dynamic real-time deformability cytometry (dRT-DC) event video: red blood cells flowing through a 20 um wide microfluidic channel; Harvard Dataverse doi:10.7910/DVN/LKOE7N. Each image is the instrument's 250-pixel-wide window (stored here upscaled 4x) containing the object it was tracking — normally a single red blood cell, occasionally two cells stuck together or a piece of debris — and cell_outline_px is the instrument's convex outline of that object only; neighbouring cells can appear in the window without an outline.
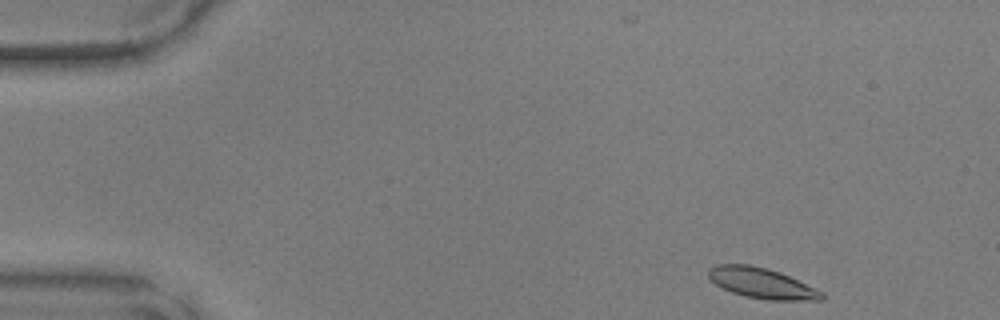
{"species": "common noctule bat (a hibernating species)", "species_latin": "Nyctalus noctula", "temperature_condition": "warm", "stored_images_in_passage": 44, "camera_frame_rate_fps": 3000, "um_per_image_px": 0.085, "animal": {"sex": "male", "body_mass_g": 17.9, "forearm_length_mm": 54.2}, "frame": {"image": 1, "passage_image": 1, "time_ms": 0.0, "image_size_px": [1000, 320], "cell_outline_px": [[824, 300], [768, 300], [744, 296], [732, 292], [716, 284], [708, 276], [708, 268], [716, 264], [748, 264], [768, 268], [780, 272], [816, 288], [824, 292]], "centroid_in_image_um": [64.77, 24.06], "position_along_channel_um": 20.2, "area_um2": 20.17}}
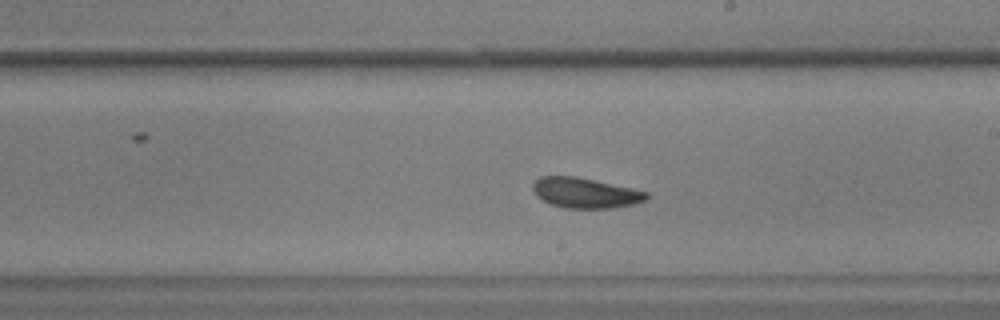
{"frame": {"image": 2, "passage_image": 24, "time_ms": 7.667, "image_size_px": [1000, 320], "cell_outline_px": [[648, 196], [644, 200], [632, 204], [612, 208], [564, 208], [552, 204], [536, 196], [532, 188], [532, 184], [540, 176], [576, 176], [632, 188], [648, 192]], "centroid_in_image_um": [49.72, 16.39], "position_along_channel_um": 239.3, "area_um2": 19.88}}
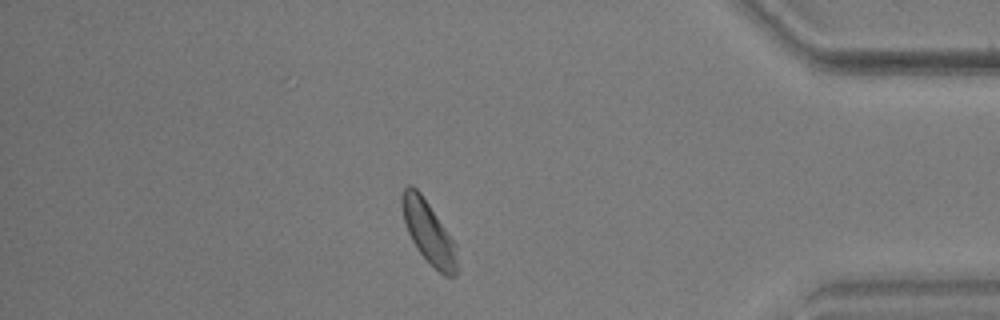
{"frame": {"image": 3, "passage_image": 38, "time_ms": 12.333, "image_size_px": [1000, 320], "cell_outline_px": [[456, 276], [444, 276], [416, 248], [408, 232], [404, 220], [400, 204], [400, 200], [404, 188], [408, 184], [412, 184], [420, 192], [456, 244]], "centroid_in_image_um": [36.4, 19.7], "position_along_channel_um": 398.8, "area_um2": 19.59}}